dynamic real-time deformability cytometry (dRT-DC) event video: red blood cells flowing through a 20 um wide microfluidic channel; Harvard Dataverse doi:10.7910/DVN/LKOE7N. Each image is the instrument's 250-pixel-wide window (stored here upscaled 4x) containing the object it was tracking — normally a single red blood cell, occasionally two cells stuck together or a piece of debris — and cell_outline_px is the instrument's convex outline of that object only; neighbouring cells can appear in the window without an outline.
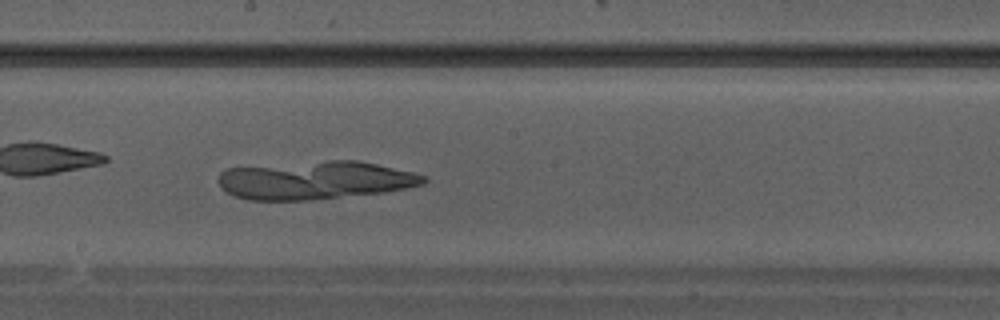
{"species": "Egyptian fruit bat (a non-hibernating species)", "species_latin": "Rousettus aegyptiacus", "temperature_condition": "warm", "stored_images_in_passage": 15, "camera_frame_rate_fps": 3000, "um_per_image_px": 0.085, "animal": {"sex": "male"}, "frame": {"image": 1, "passage_image": 15, "time_ms": 4.667, "image_size_px": [1000, 320], "cell_outline_px": [[428, 180], [424, 184], [384, 192], [308, 200], [248, 200], [236, 196], [220, 188], [216, 180], [220, 172], [224, 168], [328, 160], [356, 160], [376, 164], [412, 172], [428, 176]], "centroid_in_image_um": [26.74, 15.31], "position_along_channel_um": 221.5, "area_um2": 45.78}}